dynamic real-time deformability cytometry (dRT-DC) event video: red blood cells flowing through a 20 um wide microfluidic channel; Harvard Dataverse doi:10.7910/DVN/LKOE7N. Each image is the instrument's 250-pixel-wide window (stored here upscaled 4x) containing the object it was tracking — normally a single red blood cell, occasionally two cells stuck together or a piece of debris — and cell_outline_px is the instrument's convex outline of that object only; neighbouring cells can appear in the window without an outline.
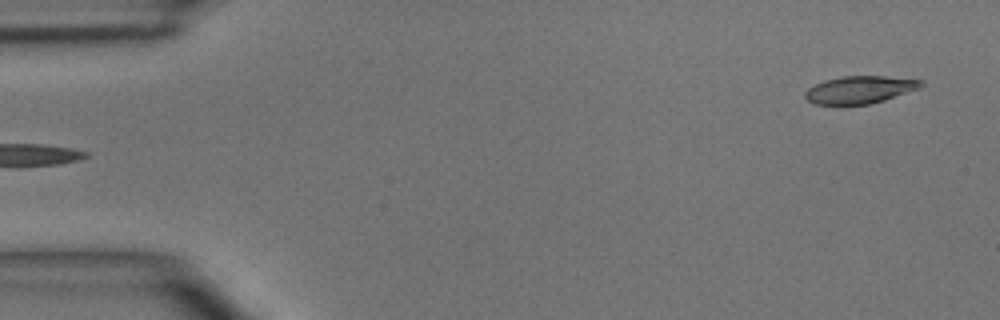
{"species": "common noctule bat (a hibernating species)", "species_latin": "Nyctalus noctula", "temperature_condition": "room temperature", "stored_images_in_passage": 4, "segment_of_instrument_passage": [2, 2], "camera_frame_rate_fps": 3000, "um_per_image_px": 0.085, "animal": {"sex": "male", "body_mass_g": 15.6}, "frame": {"image": 1, "passage_image": 4, "time_ms": 4.333, "image_size_px": [1000, 320], "cell_outline_px": [[924, 84], [920, 88], [872, 104], [844, 108], [812, 104], [804, 96], [804, 92], [808, 88], [824, 80], [844, 76], [884, 76], [924, 80]], "centroid_in_image_um": [73.03, 7.68], "position_along_channel_um": 12.0, "area_um2": 19.42}}